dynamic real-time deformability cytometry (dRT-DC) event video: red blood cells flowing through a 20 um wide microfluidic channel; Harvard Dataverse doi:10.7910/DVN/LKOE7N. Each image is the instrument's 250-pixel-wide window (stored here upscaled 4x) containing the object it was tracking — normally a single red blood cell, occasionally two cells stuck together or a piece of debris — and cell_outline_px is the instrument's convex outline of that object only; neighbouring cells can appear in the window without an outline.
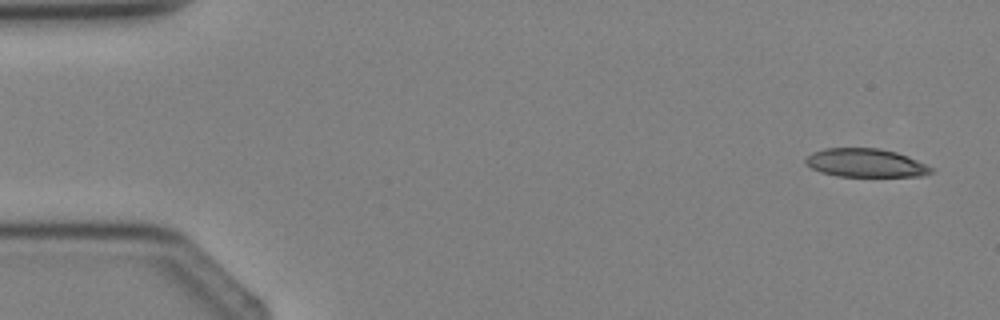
{"species": "Egyptian fruit bat (a non-hibernating species)", "species_latin": "Rousettus aegyptiacus", "temperature_condition": "cold", "stored_images_in_passage": 4, "camera_frame_rate_fps": 3000, "um_per_image_px": 0.085, "animal": {"sex": "female"}, "frame": {"image": 1, "passage_image": 1, "time_ms": 0.0, "image_size_px": [1000, 320], "cell_outline_px": [[936, 168], [932, 172], [920, 176], [836, 176], [820, 172], [804, 164], [804, 160], [812, 152], [824, 148], [880, 148], [896, 152], [908, 156]], "centroid_in_image_um": [73.58, 13.84], "position_along_channel_um": 11.4, "area_um2": 20.98}}
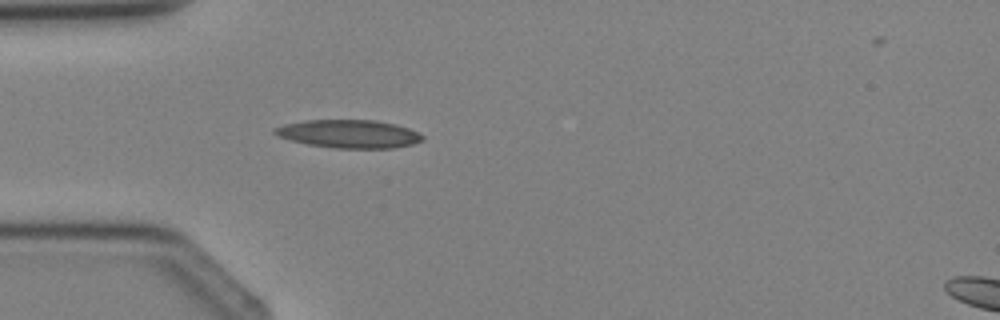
{"frame": {"image": 2, "passage_image": 3, "time_ms": 3.0, "image_size_px": [1000, 320], "cell_outline_px": [[424, 140], [412, 144], [392, 148], [332, 148], [308, 144], [292, 140], [280, 136], [272, 132], [272, 128], [284, 124], [304, 120], [376, 120], [396, 124], [408, 128], [424, 136]], "centroid_in_image_um": [29.66, 11.37], "position_along_channel_um": 55.3, "area_um2": 24.22}}